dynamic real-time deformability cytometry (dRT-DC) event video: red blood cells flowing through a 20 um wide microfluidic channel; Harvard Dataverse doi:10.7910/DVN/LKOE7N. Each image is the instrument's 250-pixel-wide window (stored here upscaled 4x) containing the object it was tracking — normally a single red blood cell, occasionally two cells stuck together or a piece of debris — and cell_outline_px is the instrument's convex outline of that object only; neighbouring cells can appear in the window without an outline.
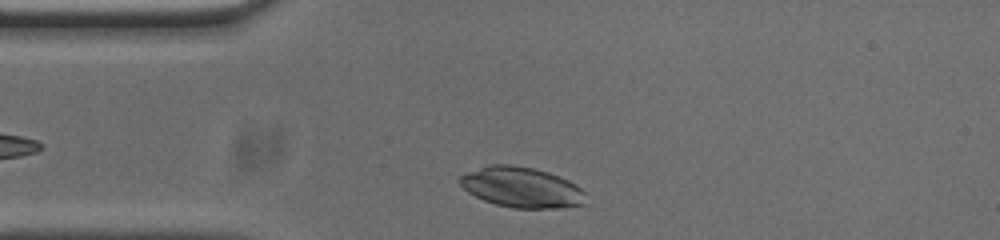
{"species": "common noctule bat (a hibernating species)", "species_latin": "Nyctalus noctula", "temperature_condition": "cold", "stored_images_in_passage": 37, "camera_frame_rate_fps": 3000, "um_per_image_px": 0.085, "animal": {"sex": "male", "body_mass_g": 20.0, "forearm_length_mm": 53.3}, "frame": {"image": 1, "passage_image": 2, "time_ms": 0.333, "image_size_px": [1000, 240], "cell_outline_px": [[584, 204], [556, 208], [512, 208], [496, 204], [484, 200], [468, 192], [460, 184], [460, 176], [468, 172], [488, 164], [512, 164], [532, 168], [548, 172], [568, 180], [580, 188], [584, 192]], "centroid_in_image_um": [44.31, 15.91], "position_along_channel_um": 40.7, "area_um2": 29.36}}
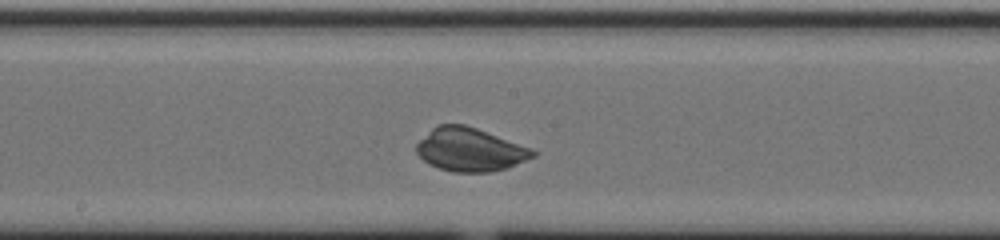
{"frame": {"image": 2, "passage_image": 17, "time_ms": 5.333, "image_size_px": [1000, 240], "cell_outline_px": [[536, 156], [508, 168], [492, 172], [452, 172], [428, 164], [416, 152], [416, 144], [432, 128], [440, 124], [464, 124], [476, 128], [532, 148], [536, 152]], "centroid_in_image_um": [39.97, 12.73], "position_along_channel_um": 208.2, "area_um2": 29.36}}
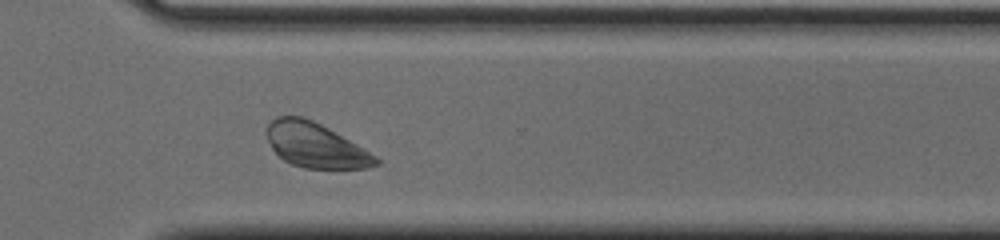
{"frame": {"image": 3, "passage_image": 28, "time_ms": 9.0, "image_size_px": [1000, 240], "cell_outline_px": [[380, 164], [368, 168], [304, 168], [292, 164], [284, 160], [272, 148], [264, 132], [268, 124], [276, 116], [300, 116], [312, 120], [328, 128], [364, 148], [376, 156], [380, 160]], "centroid_in_image_um": [26.81, 12.34], "position_along_channel_um": 343.8, "area_um2": 28.32}, "authors_computed_cell_mechanics": {"area_um2": 29.2468, "velocity_mm_per_s": 3.6846, "shape_relaxation_time_tau1_ms": 5.4203, "shape_relaxation_time_tau2_ms": 6.6893, "deformation_change_tau1": 0.2696, "deformation_change_tau2": 0.1}}